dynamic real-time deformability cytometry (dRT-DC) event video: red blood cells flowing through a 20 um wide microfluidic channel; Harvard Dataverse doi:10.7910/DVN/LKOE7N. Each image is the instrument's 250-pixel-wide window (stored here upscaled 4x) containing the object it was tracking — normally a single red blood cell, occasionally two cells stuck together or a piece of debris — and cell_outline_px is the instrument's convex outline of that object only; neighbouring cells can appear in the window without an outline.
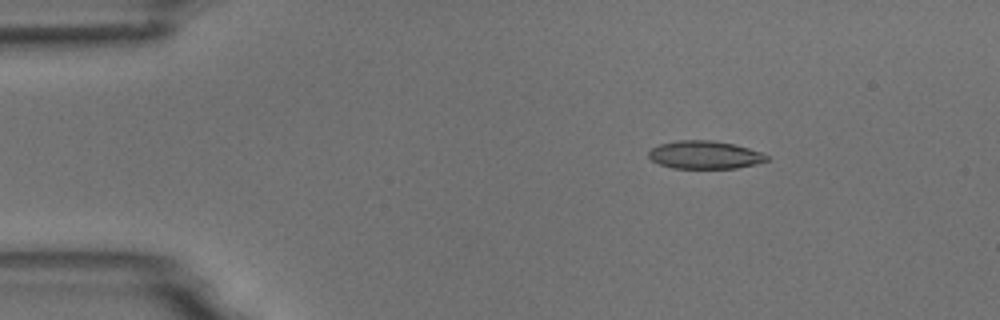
{"species": "common noctule bat (a hibernating species)", "species_latin": "Nyctalus noctula", "temperature_condition": "room temperature", "stored_images_in_passage": 5, "camera_frame_rate_fps": 3000, "um_per_image_px": 0.085, "animal": {"sex": "male", "body_mass_g": 18.8}, "frame": {"image": 1, "passage_image": 3, "time_ms": 2.333, "image_size_px": [1000, 320], "cell_outline_px": [[768, 160], [756, 164], [736, 168], [672, 168], [660, 164], [652, 160], [648, 156], [648, 152], [652, 148], [660, 144], [676, 140], [712, 140], [736, 144], [760, 152], [768, 156]], "centroid_in_image_um": [59.9, 13.16], "position_along_channel_um": 25.1, "area_um2": 19.25}}